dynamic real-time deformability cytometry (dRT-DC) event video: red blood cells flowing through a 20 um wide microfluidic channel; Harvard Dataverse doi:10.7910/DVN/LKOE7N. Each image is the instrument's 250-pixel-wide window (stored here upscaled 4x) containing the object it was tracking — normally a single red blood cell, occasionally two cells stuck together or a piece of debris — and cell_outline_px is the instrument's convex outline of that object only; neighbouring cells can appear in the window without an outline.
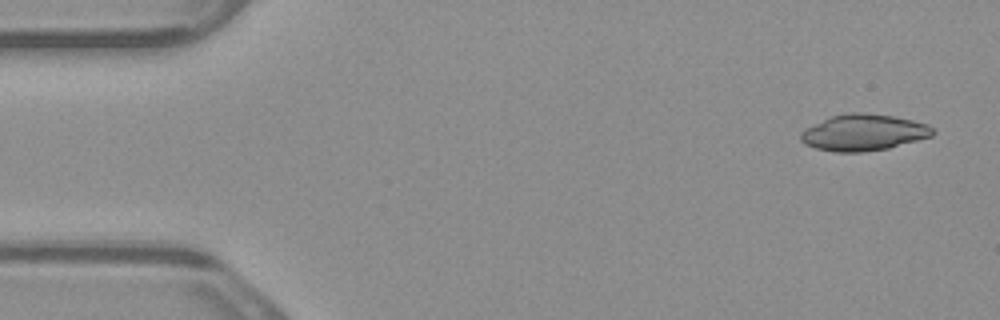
{"species": "common noctule bat (a hibernating species)", "species_latin": "Nyctalus noctula", "temperature_condition": "warm", "stored_images_in_passage": 5, "camera_frame_rate_fps": 3000, "um_per_image_px": 0.085, "animal": {"sex": "male", "body_mass_g": 23.1, "forearm_length_mm": 52.7}, "frame": {"image": 1, "passage_image": 1, "time_ms": 0.0, "image_size_px": [1000, 320], "cell_outline_px": [[936, 132], [932, 136], [888, 148], [864, 152], [836, 152], [816, 148], [804, 144], [800, 140], [800, 132], [804, 128], [832, 116], [848, 112], [864, 112], [892, 116], [912, 120], [928, 124]], "centroid_in_image_um": [73.38, 11.26], "position_along_channel_um": 11.6, "area_um2": 28.03}}